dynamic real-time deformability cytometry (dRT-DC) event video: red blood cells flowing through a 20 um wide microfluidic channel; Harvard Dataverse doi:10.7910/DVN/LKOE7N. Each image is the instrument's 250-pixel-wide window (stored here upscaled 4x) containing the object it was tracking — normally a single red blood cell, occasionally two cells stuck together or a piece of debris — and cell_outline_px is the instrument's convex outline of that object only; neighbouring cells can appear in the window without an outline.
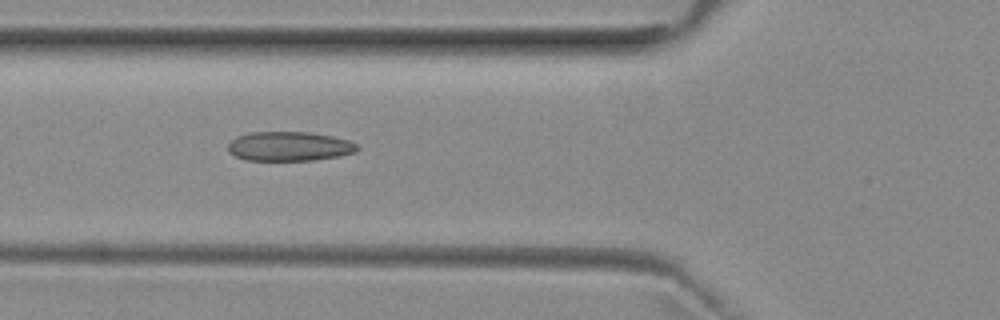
{"species": "common noctule bat (a hibernating species)", "species_latin": "Nyctalus noctula", "temperature_condition": "room temperature", "stored_images_in_passage": 28, "camera_frame_rate_fps": 3000, "um_per_image_px": 0.085, "animal": {"sex": "female", "body_mass_g": 29.2, "forearm_length_mm": 56.3}, "frame": {"image": 1, "passage_image": 6, "time_ms": 1.667, "image_size_px": [1000, 320], "cell_outline_px": [[360, 148], [356, 152], [340, 156], [316, 160], [244, 160], [228, 152], [228, 144], [236, 136], [248, 132], [312, 132], [332, 136], [348, 140], [356, 144]], "centroid_in_image_um": [24.59, 12.43], "position_along_channel_um": 101.2, "area_um2": 22.31}}
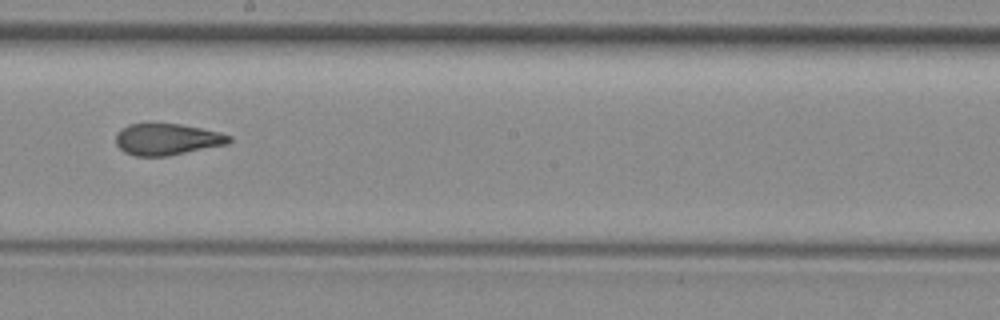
{"frame": {"image": 2, "passage_image": 16, "time_ms": 5.0, "image_size_px": [1000, 320], "cell_outline_px": [[232, 140], [228, 144], [168, 156], [136, 156], [124, 152], [116, 144], [116, 132], [120, 128], [128, 124], [180, 124], [220, 132], [232, 136]], "centroid_in_image_um": [14.2, 11.84], "position_along_channel_um": 234.0, "area_um2": 20.87}}
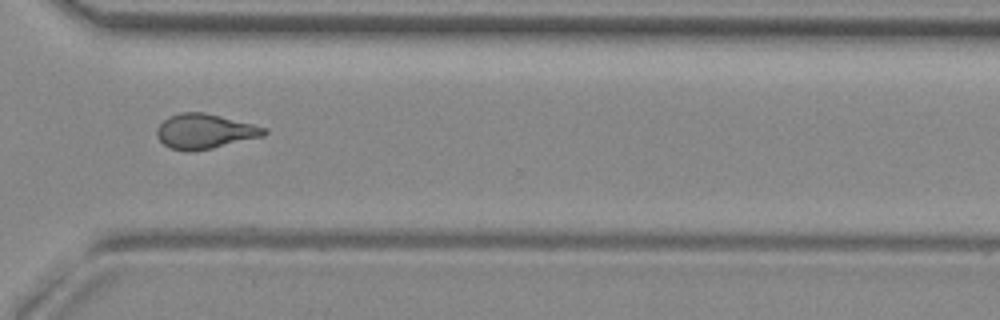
{"frame": {"image": 3, "passage_image": 25, "time_ms": 8.0, "image_size_px": [1000, 320], "cell_outline_px": [[268, 132], [264, 136], [212, 148], [192, 152], [184, 152], [168, 148], [156, 136], [156, 128], [168, 116], [180, 112], [204, 112], [268, 128]], "centroid_in_image_um": [17.37, 11.17], "position_along_channel_um": 353.2, "area_um2": 21.96}, "authors_computed_cell_mechanics": {"area_um2": 21.7328, "velocity_mm_per_s": 3.9706, "shape_relaxation_time_tau1_ms": null, "shape_relaxation_time_tau2_ms": 1.7136, "deformation_change_tau1": null, "deformation_change_tau2": 0.0936}}